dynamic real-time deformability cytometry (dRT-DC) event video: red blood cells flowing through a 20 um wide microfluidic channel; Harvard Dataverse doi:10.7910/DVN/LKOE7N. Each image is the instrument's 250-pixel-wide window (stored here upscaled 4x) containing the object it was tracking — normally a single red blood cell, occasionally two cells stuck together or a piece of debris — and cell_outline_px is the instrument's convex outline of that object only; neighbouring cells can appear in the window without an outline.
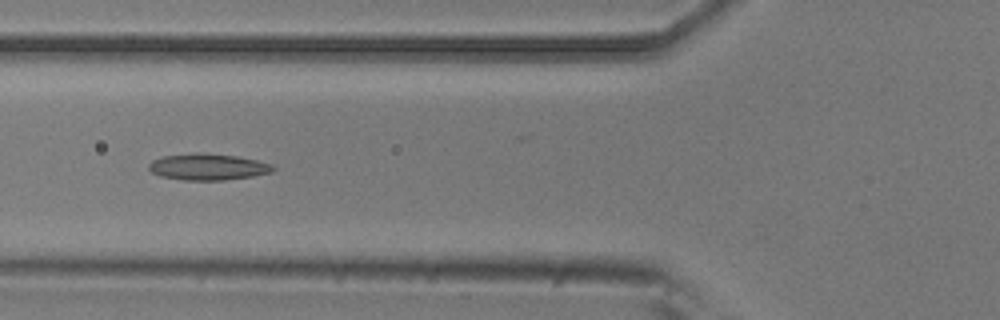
{"species": "common noctule bat (a hibernating species)", "species_latin": "Nyctalus noctula", "temperature_condition": "room temperature", "stored_images_in_passage": 7, "camera_frame_rate_fps": 3000, "um_per_image_px": 0.085, "animal": {"sex": "male", "body_mass_g": 20.5, "forearm_length_mm": 52.5}, "frame": {"image": 1, "passage_image": 5, "time_ms": 1.333, "image_size_px": [1000, 320], "cell_outline_px": [[276, 168], [272, 172], [252, 176], [224, 180], [184, 180], [160, 176], [152, 172], [148, 168], [148, 164], [152, 160], [160, 156], [196, 152], [236, 156], [256, 160], [272, 164]], "centroid_in_image_um": [17.64, 14.18], "position_along_channel_um": 108.2, "area_um2": 19.19}}
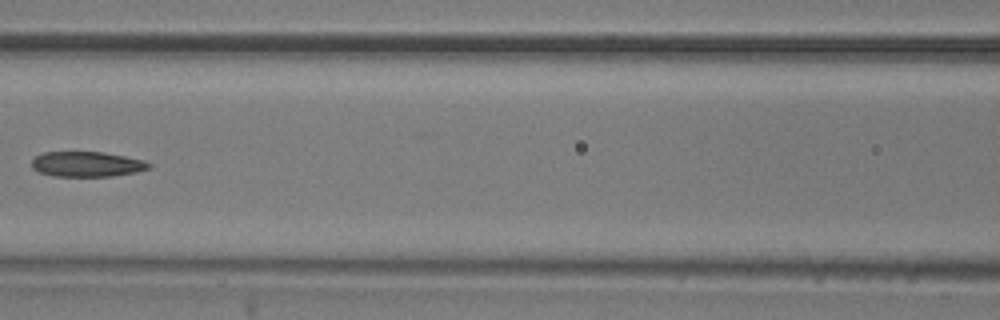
{"frame": {"image": 2, "passage_image": 6, "time_ms": 1.667, "image_size_px": [1000, 320], "cell_outline_px": [[152, 168], [136, 172], [112, 176], [56, 176], [40, 172], [32, 168], [32, 160], [36, 156], [44, 152], [104, 152], [144, 160], [152, 164]], "centroid_in_image_um": [7.43, 13.95], "position_along_channel_um": 159.2, "area_um2": 17.17}}
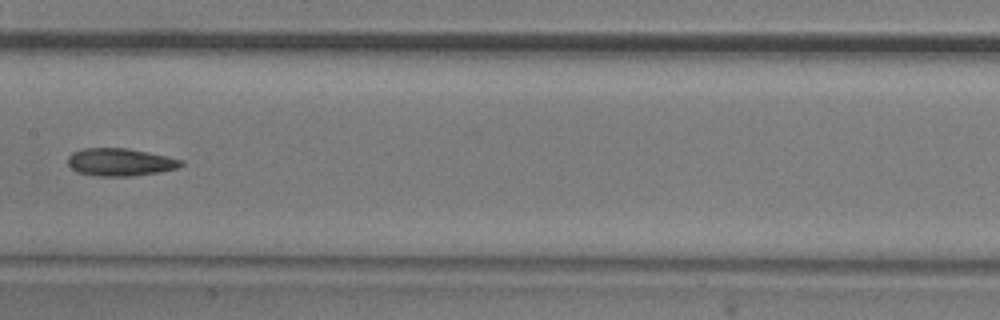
{"frame": {"image": 3, "passage_image": 7, "time_ms": 2.0, "image_size_px": [1000, 320], "cell_outline_px": [[184, 164], [176, 168], [160, 172], [132, 176], [100, 176], [76, 172], [68, 164], [68, 156], [72, 152], [80, 148], [128, 148], [168, 156], [184, 160]], "centroid_in_image_um": [10.21, 13.77], "position_along_channel_um": 197.2, "area_um2": 18.38}}